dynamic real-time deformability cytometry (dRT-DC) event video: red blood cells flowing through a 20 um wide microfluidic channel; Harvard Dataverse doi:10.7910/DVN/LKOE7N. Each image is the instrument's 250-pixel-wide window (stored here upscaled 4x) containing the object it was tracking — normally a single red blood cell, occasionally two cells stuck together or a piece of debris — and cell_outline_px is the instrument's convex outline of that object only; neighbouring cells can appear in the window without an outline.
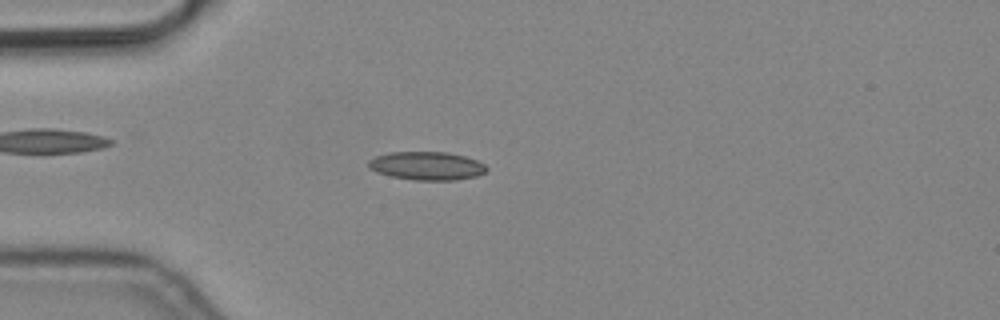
{"species": "common noctule bat (a hibernating species)", "species_latin": "Nyctalus noctula", "temperature_condition": "cold", "stored_images_in_passage": 4, "camera_frame_rate_fps": 3000, "um_per_image_px": 0.085, "animal": {"sex": "male", "body_mass_g": 19.2, "forearm_length_mm": 51.8}, "frame": {"image": 1, "passage_image": 2, "time_ms": 0.333, "image_size_px": [1000, 320], "cell_outline_px": [[488, 168], [484, 172], [476, 176], [456, 180], [412, 180], [392, 176], [376, 172], [368, 168], [368, 160], [376, 156], [392, 152], [448, 152], [464, 156], [476, 160], [484, 164]], "centroid_in_image_um": [36.26, 14.1], "position_along_channel_um": 48.7, "area_um2": 19.48}}